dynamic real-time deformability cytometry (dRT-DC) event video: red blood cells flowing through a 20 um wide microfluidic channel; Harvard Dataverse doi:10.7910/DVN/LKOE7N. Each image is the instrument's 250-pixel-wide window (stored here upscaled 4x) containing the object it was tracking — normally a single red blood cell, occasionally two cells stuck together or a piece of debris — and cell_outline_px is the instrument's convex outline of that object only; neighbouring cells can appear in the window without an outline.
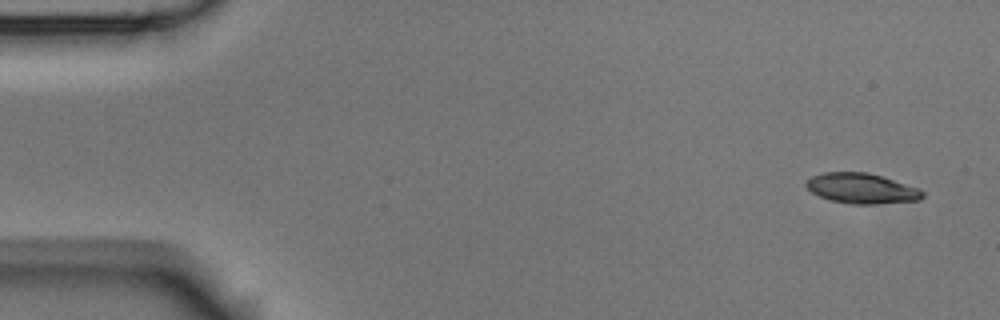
{"species": "Egyptian fruit bat (a non-hibernating species)", "species_latin": "Rousettus aegyptiacus", "temperature_condition": "room temperature", "stored_images_in_passage": 5, "camera_frame_rate_fps": 3000, "um_per_image_px": 0.085, "animal": {"sex": "male"}, "frame": {"image": 1, "passage_image": 1, "time_ms": 0.0, "image_size_px": [1000, 320], "cell_outline_px": [[924, 196], [920, 200], [872, 204], [852, 204], [832, 200], [820, 196], [812, 192], [804, 184], [812, 176], [824, 172], [868, 172], [916, 188], [924, 192]], "centroid_in_image_um": [73.21, 16.01], "position_along_channel_um": 11.8, "area_um2": 20.11}}
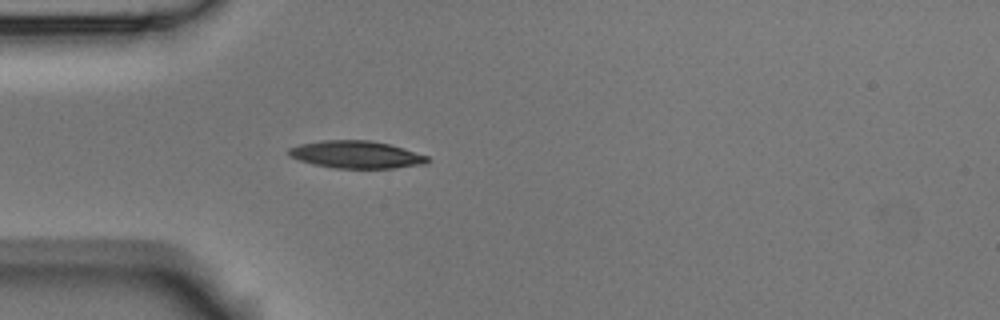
{"frame": {"image": 2, "passage_image": 5, "time_ms": 4.333, "image_size_px": [1000, 320], "cell_outline_px": [[432, 160], [424, 164], [392, 168], [336, 168], [312, 164], [288, 156], [288, 148], [300, 144], [324, 140], [368, 140], [388, 144], [404, 148], [428, 156]], "centroid_in_image_um": [30.28, 13.14], "position_along_channel_um": 54.7, "area_um2": 22.14}}